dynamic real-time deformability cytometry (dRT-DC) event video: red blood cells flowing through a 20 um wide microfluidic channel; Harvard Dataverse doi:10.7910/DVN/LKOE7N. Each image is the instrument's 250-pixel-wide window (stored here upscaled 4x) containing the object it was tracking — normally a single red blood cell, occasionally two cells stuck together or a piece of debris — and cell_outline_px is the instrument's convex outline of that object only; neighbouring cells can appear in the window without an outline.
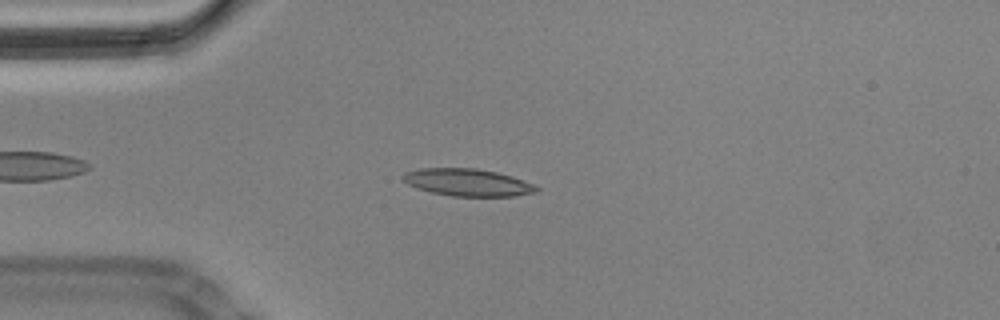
{"species": "Egyptian fruit bat (a non-hibernating species)", "species_latin": "Rousettus aegyptiacus", "temperature_condition": "cold", "stored_images_in_passage": 52, "camera_frame_rate_fps": 3000, "um_per_image_px": 0.085, "animal": {"sex": "male"}, "frame": {"image": 1, "passage_image": 9, "time_ms": 2.667, "image_size_px": [1000, 320], "cell_outline_px": [[540, 192], [516, 196], [452, 196], [432, 192], [416, 188], [408, 184], [400, 176], [404, 172], [420, 168], [476, 168], [496, 172], [512, 176], [532, 184], [540, 188]], "centroid_in_image_um": [39.75, 15.5], "position_along_channel_um": 45.2, "area_um2": 21.33}}
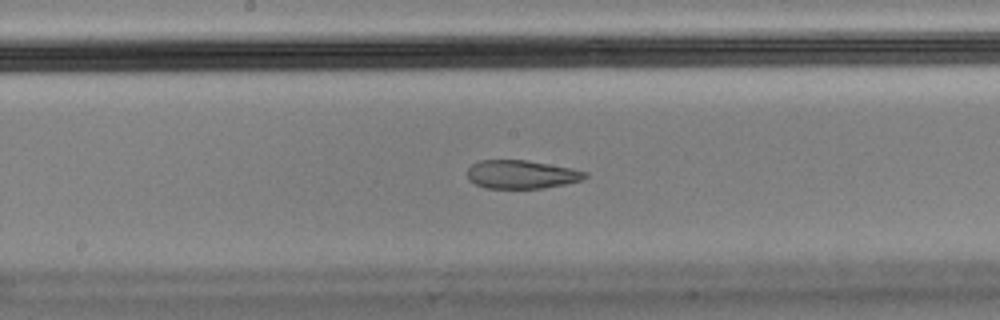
{"frame": {"image": 2, "passage_image": 24, "time_ms": 7.667, "image_size_px": [1000, 320], "cell_outline_px": [[588, 176], [580, 180], [564, 184], [544, 188], [484, 188], [468, 180], [468, 168], [472, 164], [480, 160], [528, 160], [572, 168], [588, 172]], "centroid_in_image_um": [44.32, 14.82], "position_along_channel_um": 203.9, "area_um2": 19.54}}
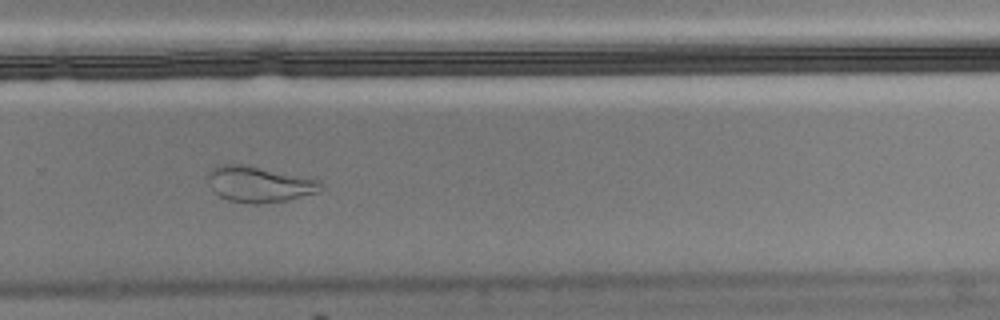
{"frame": {"image": 3, "passage_image": 33, "time_ms": 10.667, "image_size_px": [1000, 320], "cell_outline_px": [[324, 188], [320, 192], [288, 200], [260, 204], [248, 204], [228, 200], [220, 196], [208, 184], [208, 172], [216, 164], [244, 164], [320, 180], [324, 184]], "centroid_in_image_um": [22.05, 15.66], "position_along_channel_um": 307.8, "area_um2": 23.87}, "authors_computed_cell_mechanics": {"area_um2": 21.4438, "velocity_mm_per_s": 3.4873, "shape_relaxation_time_tau1_ms": null, "shape_relaxation_time_tau2_ms": 2.1596, "deformation_change_tau1": null, "deformation_change_tau2": 0.0858}}